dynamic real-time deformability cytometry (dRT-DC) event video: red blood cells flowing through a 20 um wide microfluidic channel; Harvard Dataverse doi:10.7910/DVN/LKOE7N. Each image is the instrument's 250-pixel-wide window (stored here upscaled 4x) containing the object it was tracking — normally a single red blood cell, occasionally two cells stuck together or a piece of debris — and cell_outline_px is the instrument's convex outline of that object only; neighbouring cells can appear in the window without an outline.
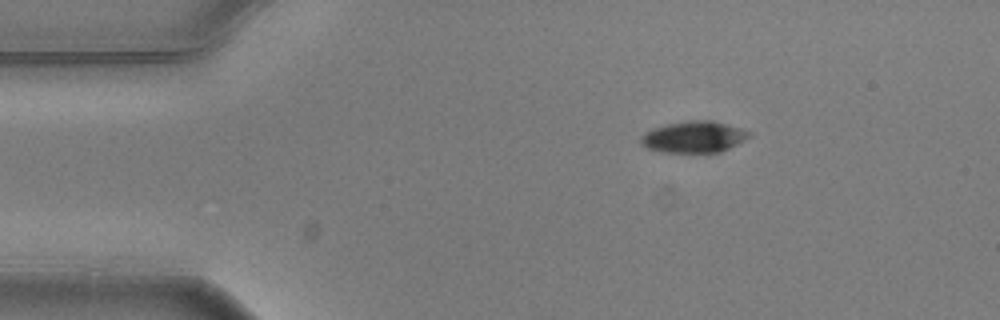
{"species": "common noctule bat (a hibernating species)", "species_latin": "Nyctalus noctula", "temperature_condition": "warm", "stored_images_in_passage": 3, "camera_frame_rate_fps": 3000, "um_per_image_px": 0.085, "animal": {"sex": "male", "body_mass_g": 20.5, "forearm_length_mm": 52.5}, "frame": {"image": 1, "passage_image": 1, "time_ms": 0.0, "image_size_px": [1000, 320], "cell_outline_px": [[752, 136], [720, 152], [660, 152], [648, 148], [640, 144], [640, 136], [644, 132], [652, 128], [684, 120], [712, 120], [740, 128], [752, 132]], "centroid_in_image_um": [58.95, 11.63], "position_along_channel_um": 26.0, "area_um2": 19.94}}
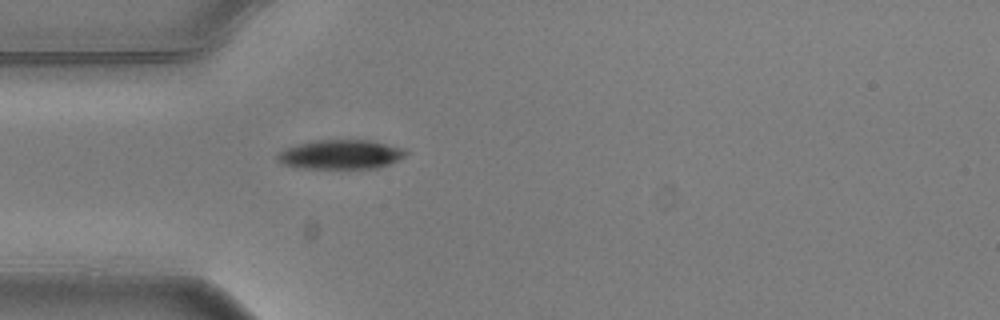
{"frame": {"image": 2, "passage_image": 3, "time_ms": 0.667, "image_size_px": [1000, 320], "cell_outline_px": [[408, 152], [404, 156], [388, 164], [376, 168], [296, 168], [280, 164], [276, 160], [276, 156], [284, 148], [296, 144], [316, 140], [372, 140], [404, 148]], "centroid_in_image_um": [28.9, 13.12], "position_along_channel_um": 56.1, "area_um2": 22.08}}